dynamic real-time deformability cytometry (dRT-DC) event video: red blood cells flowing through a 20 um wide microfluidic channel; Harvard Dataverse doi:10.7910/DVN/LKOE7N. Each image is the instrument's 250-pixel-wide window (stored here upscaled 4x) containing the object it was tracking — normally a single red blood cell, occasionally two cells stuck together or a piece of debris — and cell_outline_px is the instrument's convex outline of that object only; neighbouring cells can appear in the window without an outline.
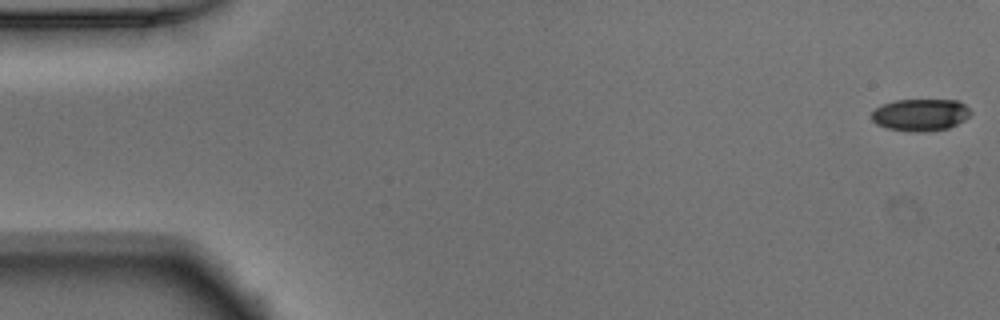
{"species": "Egyptian fruit bat (a non-hibernating species)", "species_latin": "Rousettus aegyptiacus", "temperature_condition": "warm", "stored_images_in_passage": 45, "camera_frame_rate_fps": 3000, "um_per_image_px": 0.085, "animal": {"sex": "male"}, "frame": {"image": 1, "passage_image": 1, "time_ms": 0.0, "image_size_px": [1000, 320], "cell_outline_px": [[972, 112], [964, 120], [948, 128], [924, 132], [912, 132], [888, 128], [876, 124], [872, 120], [872, 112], [876, 108], [884, 104], [896, 100], [956, 100], [964, 104]], "centroid_in_image_um": [78.23, 9.76], "position_along_channel_um": 6.8, "area_um2": 18.38}}
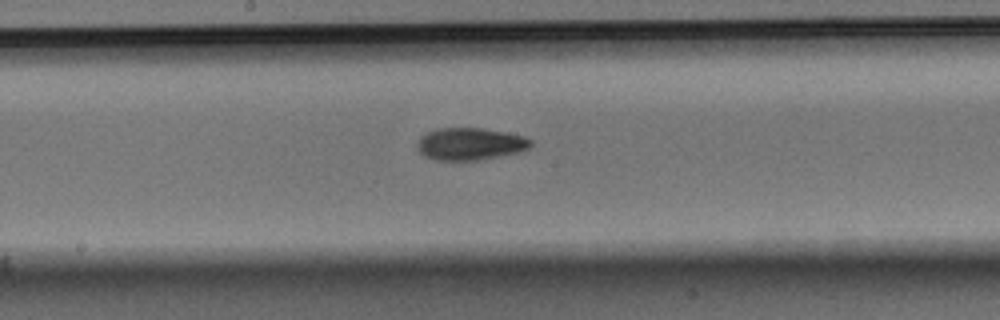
{"frame": {"image": 2, "passage_image": 27, "time_ms": 8.667, "image_size_px": [1000, 320], "cell_outline_px": [[532, 144], [528, 148], [520, 152], [476, 160], [436, 160], [424, 156], [420, 152], [416, 144], [420, 136], [436, 128], [480, 128], [504, 132], [524, 136], [532, 140]], "centroid_in_image_um": [39.94, 12.23], "position_along_channel_um": 208.3, "area_um2": 21.27}}
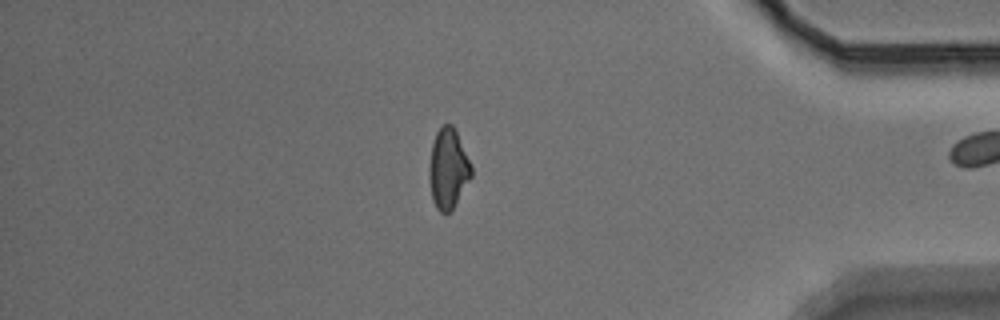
{"frame": {"image": 3, "passage_image": 44, "time_ms": 14.333, "image_size_px": [1000, 320], "cell_outline_px": [[472, 176], [452, 212], [440, 212], [436, 208], [432, 200], [428, 172], [428, 168], [432, 144], [436, 132], [444, 124], [452, 124], [472, 164]], "centroid_in_image_um": [38.09, 14.37], "position_along_channel_um": 397.1, "area_um2": 19.88}}